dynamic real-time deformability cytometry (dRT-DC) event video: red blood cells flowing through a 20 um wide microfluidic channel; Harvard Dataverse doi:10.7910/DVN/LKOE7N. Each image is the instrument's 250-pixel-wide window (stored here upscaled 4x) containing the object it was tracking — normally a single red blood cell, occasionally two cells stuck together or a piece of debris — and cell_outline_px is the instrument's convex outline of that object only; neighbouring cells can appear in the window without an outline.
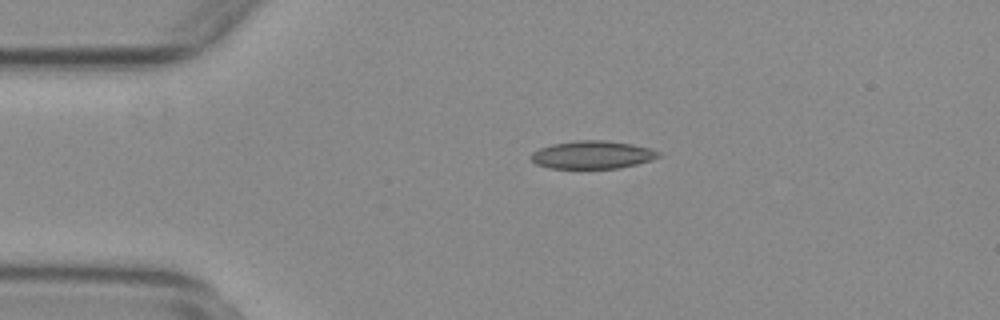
{"species": "common noctule bat (a hibernating species)", "species_latin": "Nyctalus noctula", "temperature_condition": "warm", "stored_images_in_passage": 49, "camera_frame_rate_fps": 3000, "um_per_image_px": 0.085, "animal": {"sex": "female", "body_mass_g": 29.2, "forearm_length_mm": 56.3}, "frame": {"image": 1, "passage_image": 6, "time_ms": 1.667, "image_size_px": [1000, 320], "cell_outline_px": [[660, 156], [652, 160], [620, 168], [548, 168], [536, 164], [532, 160], [532, 152], [540, 148], [552, 144], [576, 140], [608, 140], [632, 144], [648, 148], [660, 152]], "centroid_in_image_um": [50.36, 13.15], "position_along_channel_um": 34.6, "area_um2": 20.69}}
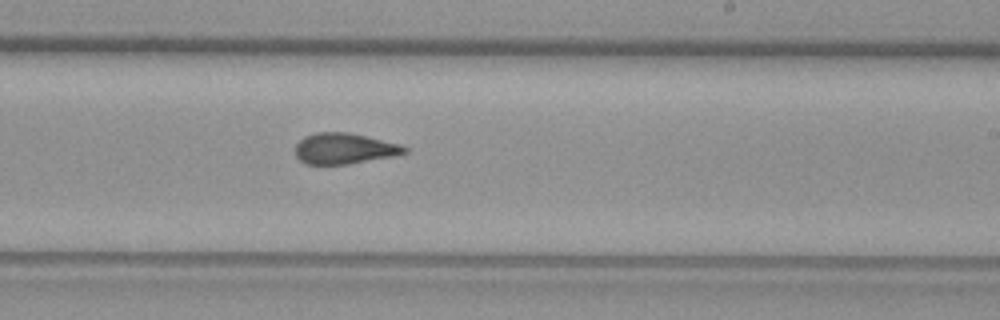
{"frame": {"image": 2, "passage_image": 27, "time_ms": 8.667, "image_size_px": [1000, 320], "cell_outline_px": [[408, 152], [392, 156], [348, 164], [304, 164], [296, 156], [296, 144], [304, 136], [316, 132], [348, 132], [400, 144], [408, 148]], "centroid_in_image_um": [29.24, 12.62], "position_along_channel_um": 259.8, "area_um2": 19.54}}
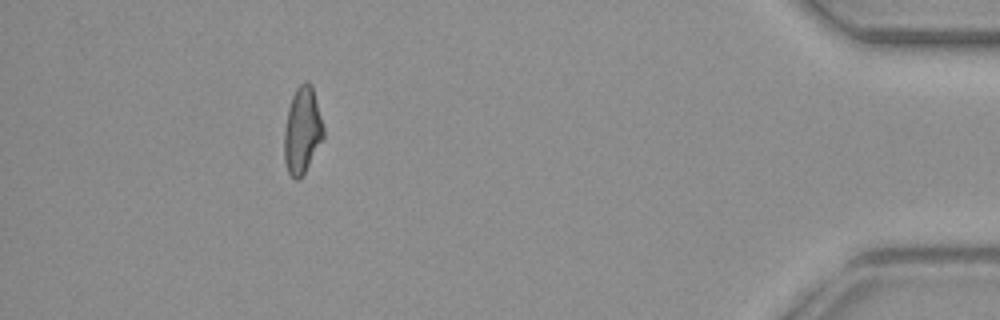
{"frame": {"image": 3, "passage_image": 44, "time_ms": 14.333, "image_size_px": [1000, 320], "cell_outline_px": [[324, 140], [300, 180], [296, 180], [288, 172], [284, 160], [284, 128], [288, 108], [292, 96], [296, 88], [304, 80], [308, 80], [312, 84], [324, 128]], "centroid_in_image_um": [25.7, 11.08], "position_along_channel_um": 409.5, "area_um2": 20.17}, "authors_computed_cell_mechanics": {"area_um2": 20.23, "velocity_mm_per_s": 3.7443, "shape_relaxation_time_tau1_ms": null, "shape_relaxation_time_tau2_ms": 1.9386, "deformation_change_tau1": null, "deformation_change_tau2": 0.0966}}